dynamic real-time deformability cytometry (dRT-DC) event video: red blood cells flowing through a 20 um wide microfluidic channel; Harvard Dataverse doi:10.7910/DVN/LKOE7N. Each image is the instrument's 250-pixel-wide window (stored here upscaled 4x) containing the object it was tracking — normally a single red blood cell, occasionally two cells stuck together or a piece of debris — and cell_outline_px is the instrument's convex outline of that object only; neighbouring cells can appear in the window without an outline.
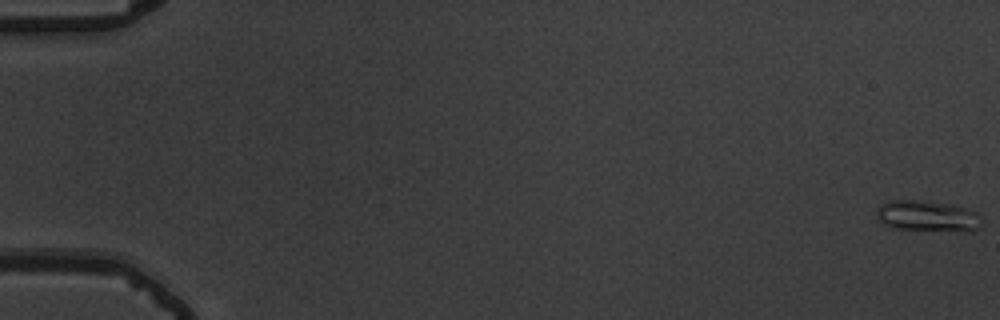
{"species": "common noctule bat (a hibernating species)", "species_latin": "Nyctalus noctula", "temperature_condition": "warm", "stored_images_in_passage": 18, "camera_frame_rate_fps": 3000, "um_per_image_px": 0.085, "animal": {"sex": "male", "body_mass_g": 19.5, "forearm_length_mm": 54.6}, "frame": {"image": 1, "passage_image": 1, "time_ms": 0.0, "image_size_px": [1000, 320], "cell_outline_px": [[980, 224], [972, 232], [968, 232], [892, 228], [884, 224], [876, 216], [876, 208], [880, 204], [892, 200], [920, 200], [948, 204], [964, 208], [976, 212], [980, 216]], "centroid_in_image_um": [78.8, 18.37], "position_along_channel_um": 6.2, "area_um2": 18.96}}
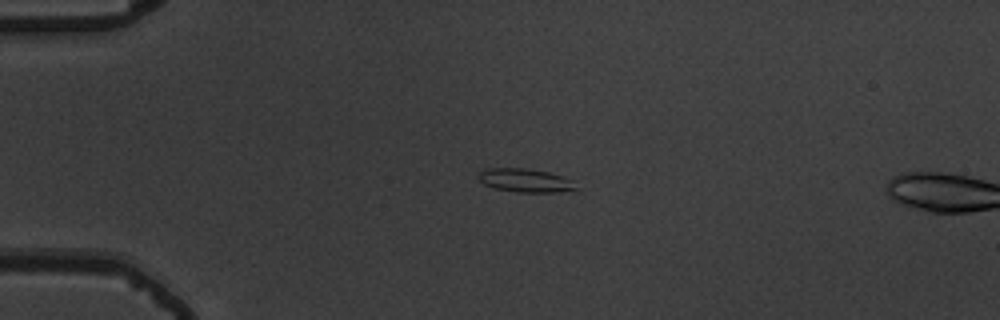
{"frame": {"image": 2, "passage_image": 15, "time_ms": 4.667, "image_size_px": [1000, 320], "cell_outline_px": [[576, 188], [556, 192], [516, 192], [492, 188], [484, 184], [476, 176], [480, 172], [488, 168], [524, 168], [548, 172], [560, 176], [568, 180]], "centroid_in_image_um": [44.52, 15.33], "position_along_channel_um": 40.5, "area_um2": 13.01}}